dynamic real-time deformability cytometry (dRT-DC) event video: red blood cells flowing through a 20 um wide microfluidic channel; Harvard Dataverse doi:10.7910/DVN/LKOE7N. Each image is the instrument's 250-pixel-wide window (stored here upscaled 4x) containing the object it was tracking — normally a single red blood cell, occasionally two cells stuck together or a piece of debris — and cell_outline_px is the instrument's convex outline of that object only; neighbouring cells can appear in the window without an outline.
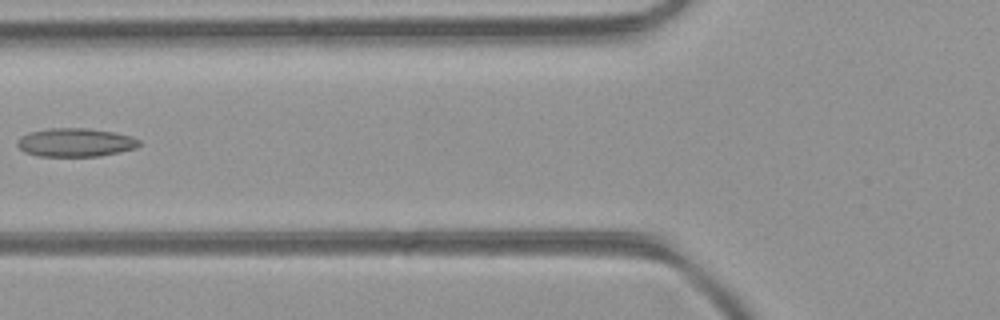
{"species": "common noctule bat (a hibernating species)", "species_latin": "Nyctalus noctula", "temperature_condition": "room temperature", "stored_images_in_passage": 4, "camera_frame_rate_fps": 3000, "um_per_image_px": 0.085, "animal": {"sex": "female", "body_mass_g": 21.9}, "frame": {"image": 1, "passage_image": 4, "time_ms": 1.0, "image_size_px": [1000, 320], "cell_outline_px": [[140, 144], [136, 148], [100, 156], [36, 156], [24, 152], [16, 144], [16, 140], [20, 136], [28, 132], [48, 128], [88, 128], [116, 132], [132, 136], [140, 140]], "centroid_in_image_um": [6.39, 12.1], "position_along_channel_um": 119.4, "area_um2": 20.52}}